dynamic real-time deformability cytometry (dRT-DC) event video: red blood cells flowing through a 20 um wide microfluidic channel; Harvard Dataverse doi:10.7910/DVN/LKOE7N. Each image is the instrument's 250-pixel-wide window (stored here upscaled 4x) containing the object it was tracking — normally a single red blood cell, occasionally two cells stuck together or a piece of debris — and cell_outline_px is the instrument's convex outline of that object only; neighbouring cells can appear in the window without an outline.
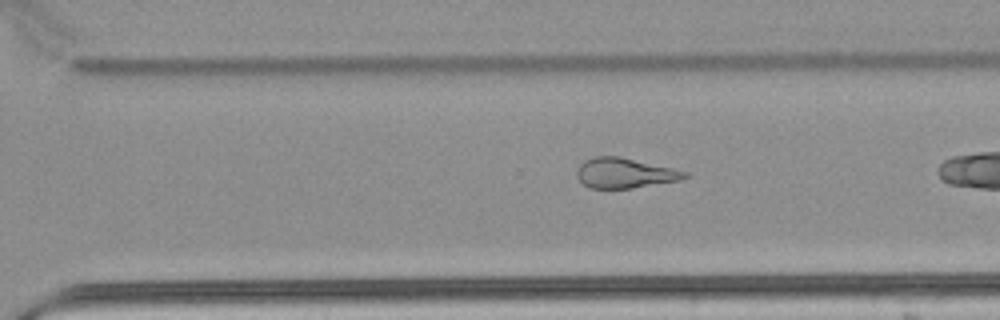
{"species": "common noctule bat (a hibernating species)", "species_latin": "Nyctalus noctula", "temperature_condition": "warm", "stored_images_in_passage": 29, "camera_frame_rate_fps": 3000, "um_per_image_px": 0.085, "animal": {"sex": "male", "body_mass_g": 21.5, "forearm_length_mm": 52.0}, "frame": {"image": 1, "passage_image": 25, "time_ms": 8.0, "image_size_px": [1000, 320], "cell_outline_px": [[692, 176], [680, 180], [632, 188], [588, 188], [576, 176], [576, 168], [584, 160], [592, 156], [620, 156], [672, 168], [688, 172]], "centroid_in_image_um": [53.09, 14.7], "position_along_channel_um": 317.5, "area_um2": 19.07}}